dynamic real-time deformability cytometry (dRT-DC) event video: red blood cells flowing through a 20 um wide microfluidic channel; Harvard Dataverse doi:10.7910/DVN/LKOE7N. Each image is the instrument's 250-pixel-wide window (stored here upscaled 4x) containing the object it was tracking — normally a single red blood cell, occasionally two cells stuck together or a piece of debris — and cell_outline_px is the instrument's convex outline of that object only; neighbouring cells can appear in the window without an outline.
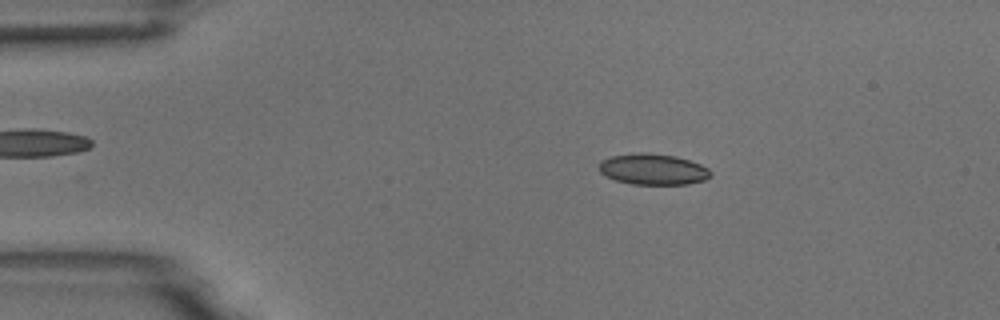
{"species": "common noctule bat (a hibernating species)", "species_latin": "Nyctalus noctula", "temperature_condition": "room temperature", "stored_images_in_passage": 53, "camera_frame_rate_fps": 3000, "um_per_image_px": 0.085, "animal": {"sex": "male", "body_mass_g": 18.8}, "frame": {"image": 1, "passage_image": 9, "time_ms": 2.667, "image_size_px": [1000, 320], "cell_outline_px": [[712, 176], [704, 180], [688, 184], [632, 184], [616, 180], [600, 172], [600, 160], [612, 156], [640, 152], [644, 152], [676, 156], [700, 164], [708, 168], [712, 172]], "centroid_in_image_um": [55.54, 14.38], "position_along_channel_um": 29.5, "area_um2": 20.06}}
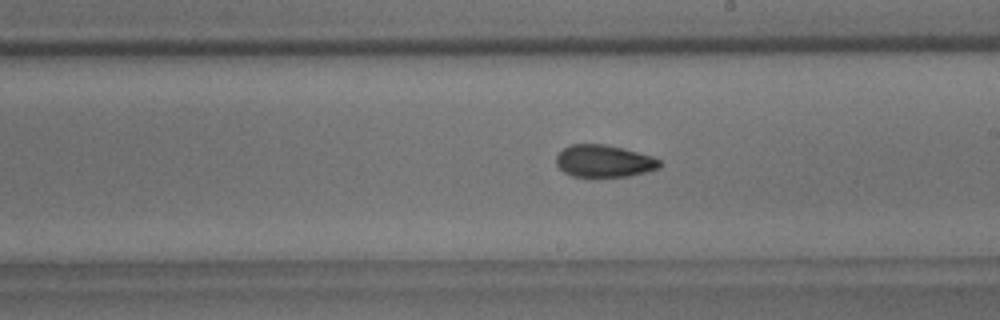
{"frame": {"image": 2, "passage_image": 30, "time_ms": 9.667, "image_size_px": [1000, 320], "cell_outline_px": [[664, 164], [660, 168], [648, 172], [628, 176], [572, 176], [564, 172], [556, 164], [556, 156], [568, 144], [604, 144], [624, 148], [652, 156], [660, 160]], "centroid_in_image_um": [51.38, 13.68], "position_along_channel_um": 237.6, "area_um2": 19.54}}
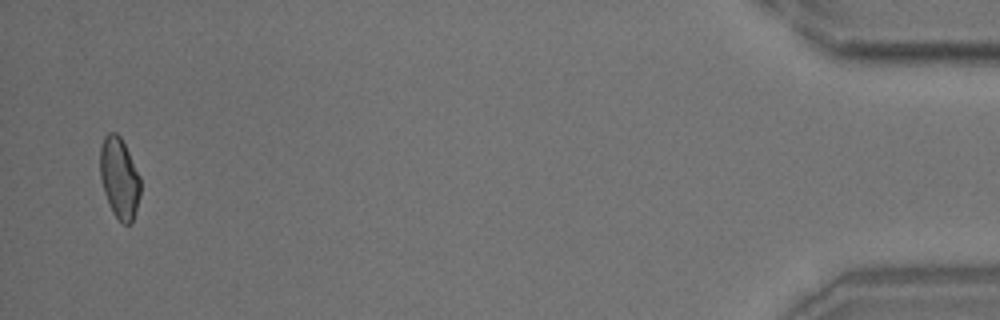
{"frame": {"image": 3, "passage_image": 52, "time_ms": 17.0, "image_size_px": [1000, 320], "cell_outline_px": [[140, 196], [132, 224], [124, 224], [112, 212], [104, 192], [100, 176], [100, 148], [104, 136], [108, 132], [116, 132], [120, 136], [140, 176]], "centroid_in_image_um": [10.14, 15.13], "position_along_channel_um": 425.1, "area_um2": 18.96}, "authors_computed_cell_mechanics": {"area_um2": 19.5942, "velocity_mm_per_s": 3.7238, "shape_relaxation_time_tau1_ms": 9.182, "shape_relaxation_time_tau2_ms": 2.8661, "deformation_change_tau1": 0.1574, "deformation_change_tau2": 0.0836}}